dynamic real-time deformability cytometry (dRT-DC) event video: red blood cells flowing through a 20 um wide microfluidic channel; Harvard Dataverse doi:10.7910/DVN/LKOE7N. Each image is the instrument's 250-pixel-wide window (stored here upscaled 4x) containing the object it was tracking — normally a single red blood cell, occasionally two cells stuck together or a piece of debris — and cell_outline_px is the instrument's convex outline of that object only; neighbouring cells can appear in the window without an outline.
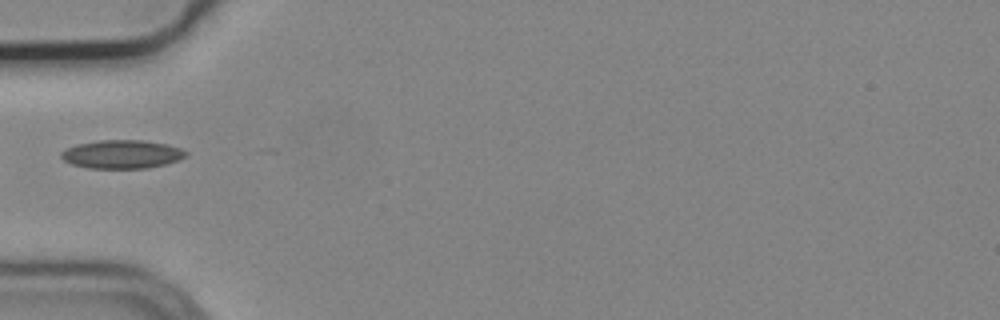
{"species": "common noctule bat (a hibernating species)", "species_latin": "Nyctalus noctula", "temperature_condition": "cold", "stored_images_in_passage": 2, "camera_frame_rate_fps": 3000, "um_per_image_px": 0.085, "animal": {"sex": "male", "body_mass_g": 19.2, "forearm_length_mm": 51.8}, "frame": {"image": 1, "passage_image": 1, "time_ms": 0.0, "image_size_px": [1000, 320], "cell_outline_px": [[188, 152], [184, 156], [176, 160], [164, 164], [148, 168], [88, 168], [72, 164], [64, 160], [60, 156], [60, 152], [64, 148], [76, 144], [100, 140], [144, 140], [164, 144], [180, 148]], "centroid_in_image_um": [10.29, 13.1], "position_along_channel_um": 74.7, "area_um2": 20.58}}
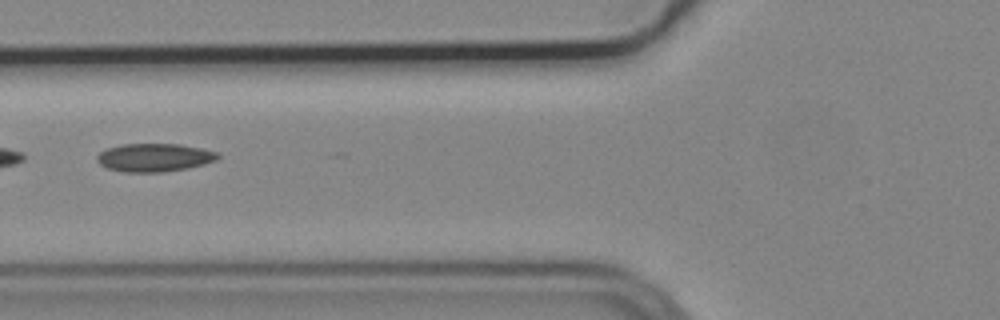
{"frame": {"image": 2, "passage_image": 2, "time_ms": 0.333, "image_size_px": [1000, 320], "cell_outline_px": [[220, 156], [216, 160], [204, 164], [188, 168], [164, 172], [124, 172], [108, 168], [100, 164], [96, 160], [96, 156], [100, 152], [108, 148], [120, 144], [180, 144], [220, 152]], "centroid_in_image_um": [13.13, 13.39], "position_along_channel_um": 112.7, "area_um2": 19.94}}